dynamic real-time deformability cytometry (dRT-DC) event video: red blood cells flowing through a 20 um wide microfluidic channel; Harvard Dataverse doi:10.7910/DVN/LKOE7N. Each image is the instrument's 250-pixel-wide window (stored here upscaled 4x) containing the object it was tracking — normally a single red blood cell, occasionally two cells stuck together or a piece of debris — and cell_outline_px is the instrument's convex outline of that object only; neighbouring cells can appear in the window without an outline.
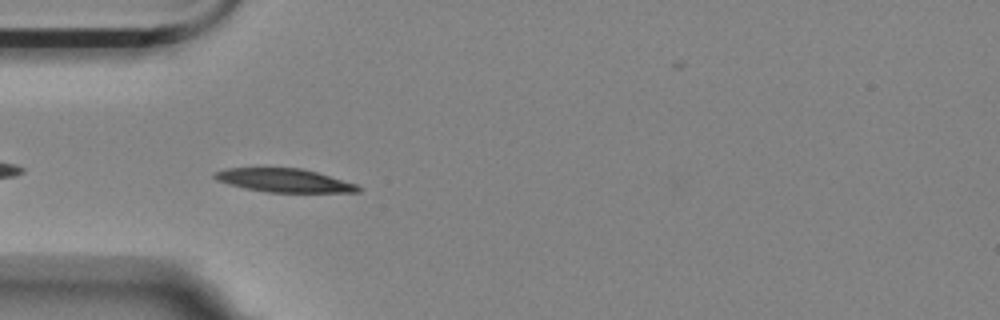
{"species": "Egyptian fruit bat (a non-hibernating species)", "species_latin": "Rousettus aegyptiacus", "temperature_condition": "room temperature", "stored_images_in_passage": 42, "camera_frame_rate_fps": 3000, "um_per_image_px": 0.085, "animal": {"sex": "female"}, "frame": {"image": 1, "passage_image": 3, "time_ms": 0.667, "image_size_px": [1000, 320], "cell_outline_px": [[360, 192], [268, 192], [244, 188], [228, 184], [216, 180], [212, 176], [212, 172], [224, 168], [300, 168], [316, 172], [356, 184], [360, 188]], "centroid_in_image_um": [24.07, 15.33], "position_along_channel_um": 60.9, "area_um2": 19.54}}
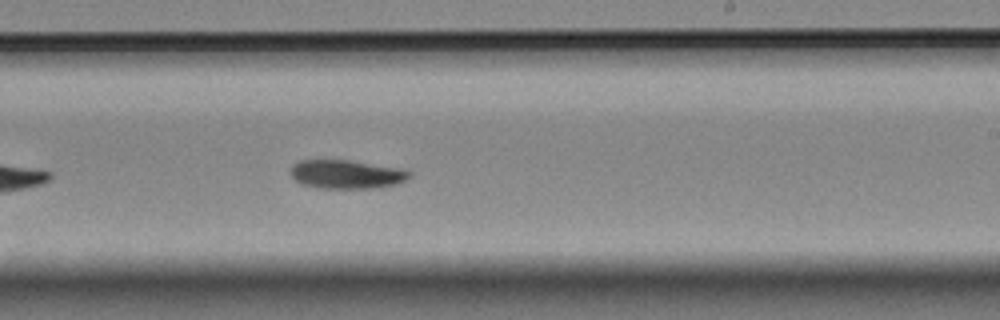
{"frame": {"image": 2, "passage_image": 20, "time_ms": 6.333, "image_size_px": [1000, 320], "cell_outline_px": [[412, 176], [396, 184], [372, 188], [320, 188], [300, 184], [288, 172], [292, 164], [300, 160], [348, 160], [404, 168], [412, 172]], "centroid_in_image_um": [29.44, 14.8], "position_along_channel_um": 259.6, "area_um2": 20.11}}
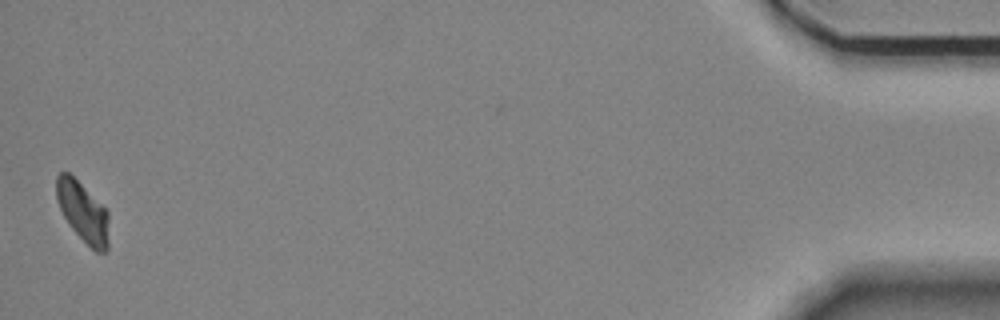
{"frame": {"image": 3, "passage_image": 42, "time_ms": 13.667, "image_size_px": [1000, 320], "cell_outline_px": [[108, 248], [104, 252], [96, 252], [72, 228], [64, 216], [60, 208], [56, 196], [56, 176], [60, 172], [68, 172], [108, 212]], "centroid_in_image_um": [7.04, 18.02], "position_along_channel_um": 428.2, "area_um2": 17.74}, "authors_computed_cell_mechanics": {"area_um2": 20.0566, "velocity_mm_per_s": 3.5336, "shape_relaxation_time_tau1_ms": 3.041, "shape_relaxation_time_tau2_ms": null, "deformation_change_tau1": 0.1169, "deformation_change_tau2": null}}